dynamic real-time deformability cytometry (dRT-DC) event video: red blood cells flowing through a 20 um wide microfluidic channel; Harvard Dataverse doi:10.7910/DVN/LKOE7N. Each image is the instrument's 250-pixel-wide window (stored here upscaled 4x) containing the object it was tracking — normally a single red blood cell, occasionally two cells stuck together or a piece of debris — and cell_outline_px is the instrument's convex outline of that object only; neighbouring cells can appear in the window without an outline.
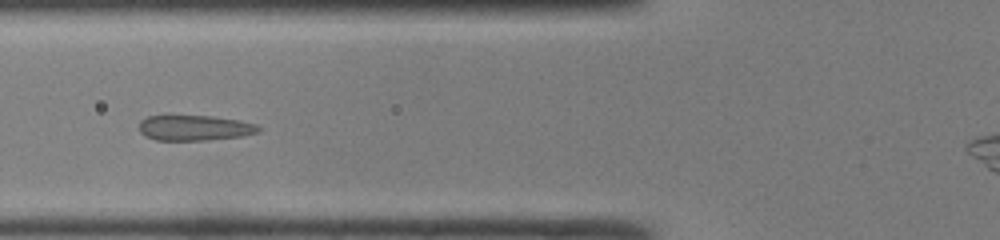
{"species": "common noctule bat (a hibernating species)", "species_latin": "Nyctalus noctula", "temperature_condition": "room temperature", "stored_images_in_passage": 44, "camera_frame_rate_fps": 3000, "um_per_image_px": 0.085, "animal": {"sex": "male", "body_mass_g": 19.0, "forearm_length_mm": 50.8}, "frame": {"image": 1, "passage_image": 18, "time_ms": 5.667, "image_size_px": [1000, 240], "cell_outline_px": [[260, 132], [244, 136], [208, 140], [156, 140], [144, 136], [140, 132], [140, 120], [148, 116], [212, 116], [240, 120], [256, 124], [260, 128]], "centroid_in_image_um": [16.57, 10.87], "position_along_channel_um": 109.2, "area_um2": 17.74}}
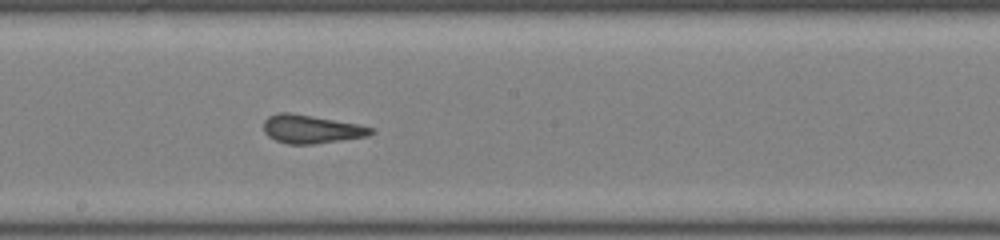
{"frame": {"image": 2, "passage_image": 26, "time_ms": 8.333, "image_size_px": [1000, 240], "cell_outline_px": [[376, 132], [368, 136], [312, 144], [288, 144], [276, 140], [268, 136], [264, 132], [264, 120], [268, 116], [280, 112], [292, 112], [356, 124], [376, 128]], "centroid_in_image_um": [26.46, 10.97], "position_along_channel_um": 221.7, "area_um2": 17.74}}
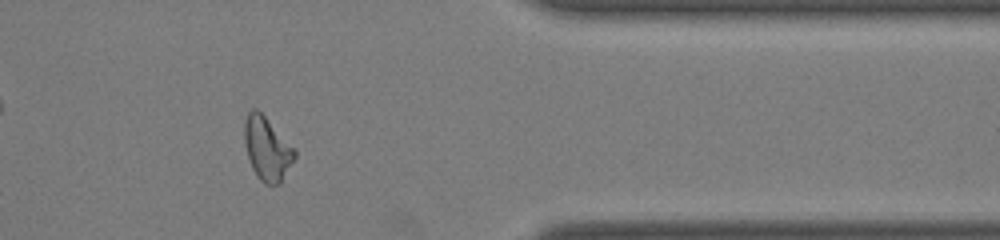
{"frame": {"image": 3, "passage_image": 39, "time_ms": 12.667, "image_size_px": [1000, 240], "cell_outline_px": [[296, 156], [280, 184], [264, 184], [256, 176], [252, 168], [244, 144], [244, 120], [248, 112], [252, 108], [256, 108], [296, 148]], "centroid_in_image_um": [22.7, 12.64], "position_along_channel_um": 388.7, "area_um2": 18.67}, "authors_computed_cell_mechanics": {"area_um2": 18.5827, "velocity_mm_per_s": 4.2194, "shape_relaxation_time_tau1_ms": null, "shape_relaxation_time_tau2_ms": 0.9705, "deformation_change_tau1": null, "deformation_change_tau2": 0.0579}}